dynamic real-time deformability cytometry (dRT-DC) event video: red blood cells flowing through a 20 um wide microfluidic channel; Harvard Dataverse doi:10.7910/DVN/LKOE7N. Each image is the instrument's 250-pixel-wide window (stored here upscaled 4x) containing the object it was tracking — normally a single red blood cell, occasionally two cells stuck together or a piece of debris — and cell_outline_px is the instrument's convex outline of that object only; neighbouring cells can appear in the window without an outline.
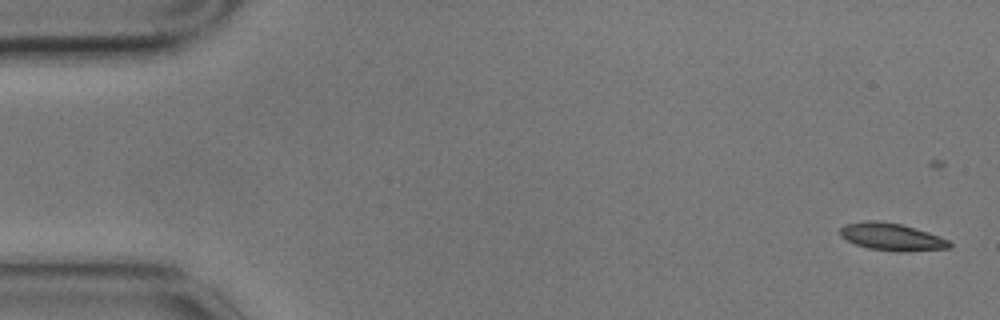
{"species": "common noctule bat (a hibernating species)", "species_latin": "Nyctalus noctula", "temperature_condition": "cold", "stored_images_in_passage": 5, "camera_frame_rate_fps": 3000, "um_per_image_px": 0.085, "animal": {"sex": "male", "body_mass_g": 17.9}, "frame": {"image": 1, "passage_image": 1, "time_ms": 0.0, "image_size_px": [1000, 320], "cell_outline_px": [[952, 248], [908, 252], [900, 252], [868, 248], [856, 244], [840, 236], [840, 228], [844, 224], [868, 220], [876, 220], [900, 224], [916, 228], [940, 236], [948, 240], [952, 244]], "centroid_in_image_um": [75.83, 20.14], "position_along_channel_um": 9.2, "area_um2": 17.57}}
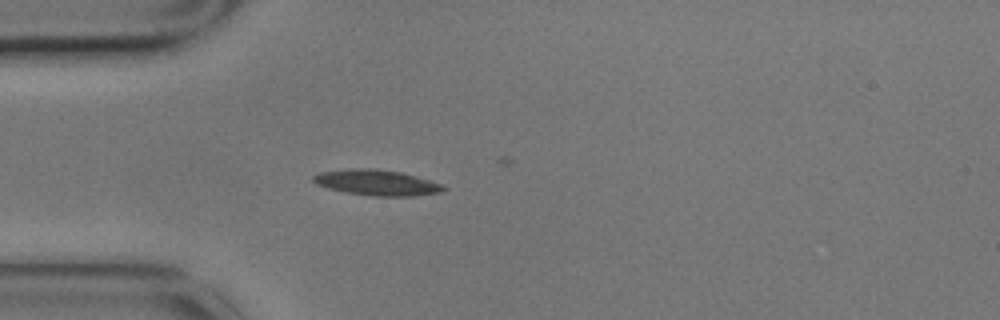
{"frame": {"image": 2, "passage_image": 5, "time_ms": 1.333, "image_size_px": [1000, 320], "cell_outline_px": [[448, 188], [440, 192], [412, 196], [372, 196], [348, 192], [328, 188], [316, 184], [312, 180], [312, 176], [320, 172], [352, 168], [372, 168], [400, 172], [428, 180], [440, 184]], "centroid_in_image_um": [31.99, 15.52], "position_along_channel_um": 53.0, "area_um2": 19.19}}